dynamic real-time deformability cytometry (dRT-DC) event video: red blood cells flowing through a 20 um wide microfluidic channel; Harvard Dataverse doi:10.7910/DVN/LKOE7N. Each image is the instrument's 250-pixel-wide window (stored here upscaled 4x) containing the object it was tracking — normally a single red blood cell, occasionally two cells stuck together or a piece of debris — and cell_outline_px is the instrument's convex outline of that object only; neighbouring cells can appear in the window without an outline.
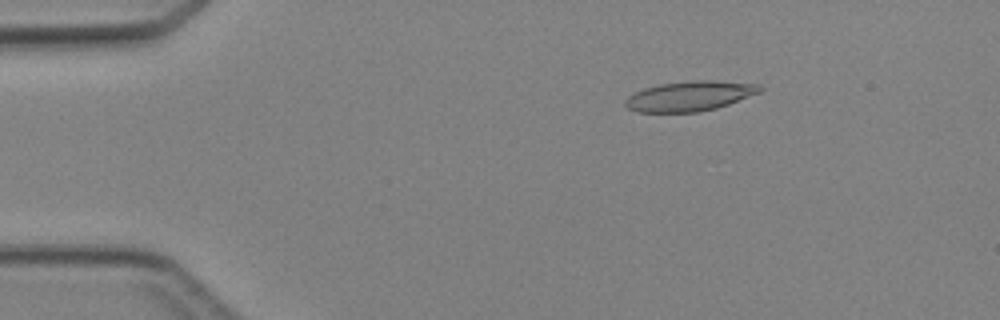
{"species": "Egyptian fruit bat (a non-hibernating species)", "species_latin": "Rousettus aegyptiacus", "temperature_condition": "cold", "stored_images_in_passage": 4, "camera_frame_rate_fps": 3000, "um_per_image_px": 0.085, "animal": {"sex": "female"}, "frame": {"image": 1, "passage_image": 4, "time_ms": 3.667, "image_size_px": [1000, 320], "cell_outline_px": [[764, 88], [760, 92], [728, 104], [716, 108], [696, 112], [640, 112], [628, 108], [624, 104], [624, 100], [628, 96], [644, 88], [660, 84], [696, 80], [712, 80], [760, 84]], "centroid_in_image_um": [58.64, 8.16], "position_along_channel_um": 26.4, "area_um2": 23.35}}